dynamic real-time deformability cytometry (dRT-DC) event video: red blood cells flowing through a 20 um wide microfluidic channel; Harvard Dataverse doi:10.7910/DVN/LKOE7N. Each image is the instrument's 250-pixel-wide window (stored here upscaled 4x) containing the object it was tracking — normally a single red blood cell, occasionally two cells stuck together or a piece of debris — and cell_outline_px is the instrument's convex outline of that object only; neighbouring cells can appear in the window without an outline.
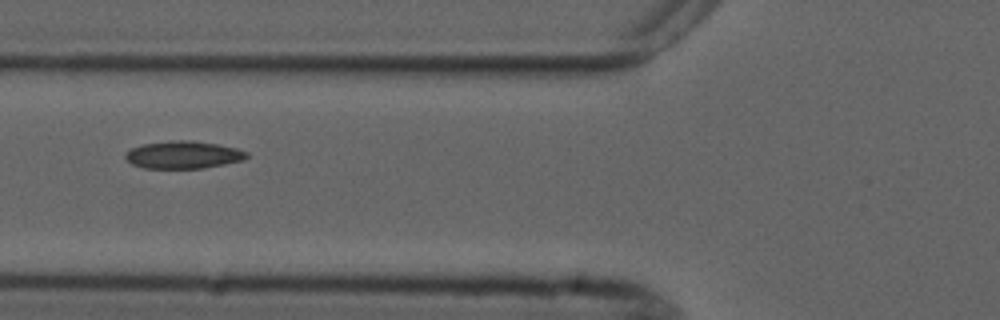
{"species": "common noctule bat (a hibernating species)", "species_latin": "Nyctalus noctula", "temperature_condition": "cold", "stored_images_in_passage": 4, "camera_frame_rate_fps": 3000, "um_per_image_px": 0.085, "animal": {"sex": "male", "forearm_length_mm": 52.5}, "frame": {"image": 1, "passage_image": 2, "time_ms": 1.333, "image_size_px": [1000, 320], "cell_outline_px": [[248, 156], [244, 160], [204, 168], [144, 168], [132, 164], [124, 156], [124, 152], [132, 148], [144, 144], [176, 140], [192, 140], [216, 144], [236, 148], [248, 152]], "centroid_in_image_um": [15.58, 13.16], "position_along_channel_um": 110.2, "area_um2": 19.36}}
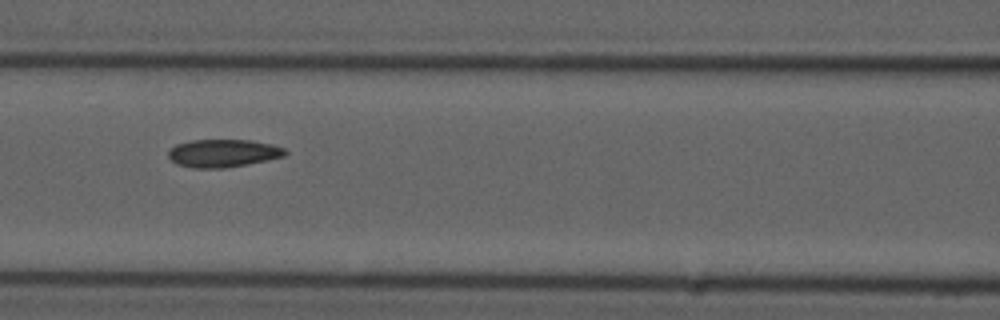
{"frame": {"image": 2, "passage_image": 3, "time_ms": 2.333, "image_size_px": [1000, 320], "cell_outline_px": [[288, 152], [284, 156], [268, 160], [248, 164], [224, 168], [192, 168], [176, 164], [168, 156], [168, 152], [176, 144], [192, 140], [252, 140], [272, 144], [284, 148]], "centroid_in_image_um": [18.97, 13.02], "position_along_channel_um": 147.6, "area_um2": 19.02}}
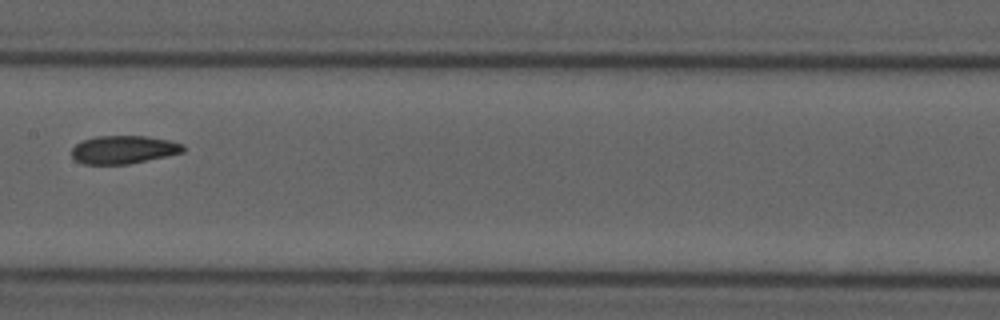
{"frame": {"image": 3, "passage_image": 4, "time_ms": 3.667, "image_size_px": [1000, 320], "cell_outline_px": [[184, 152], [128, 164], [84, 164], [76, 160], [72, 156], [72, 148], [76, 144], [84, 140], [96, 136], [148, 136], [172, 140], [184, 144]], "centroid_in_image_um": [10.53, 12.71], "position_along_channel_um": 196.9, "area_um2": 18.26}}